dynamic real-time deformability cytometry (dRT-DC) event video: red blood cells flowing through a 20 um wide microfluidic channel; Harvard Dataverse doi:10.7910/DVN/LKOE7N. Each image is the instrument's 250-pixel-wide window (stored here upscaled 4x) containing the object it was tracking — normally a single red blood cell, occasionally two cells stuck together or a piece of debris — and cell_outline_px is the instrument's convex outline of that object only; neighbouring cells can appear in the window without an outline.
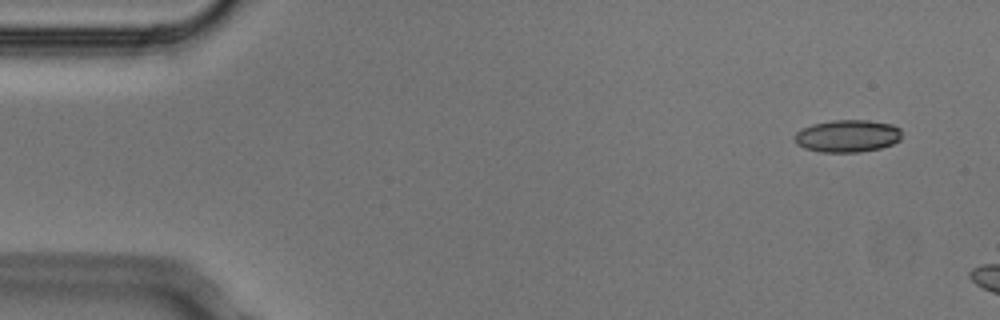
{"species": "Egyptian fruit bat (a non-hibernating species)", "species_latin": "Rousettus aegyptiacus", "temperature_condition": "cold", "stored_images_in_passage": 3, "camera_frame_rate_fps": 3000, "um_per_image_px": 0.085, "animal": {"sex": "male"}, "frame": {"image": 1, "passage_image": 1, "time_ms": 0.0, "image_size_px": [1000, 320], "cell_outline_px": [[900, 140], [892, 144], [880, 148], [860, 152], [820, 152], [804, 148], [796, 144], [796, 132], [812, 124], [832, 120], [868, 120], [892, 124], [900, 128]], "centroid_in_image_um": [72.04, 11.56], "position_along_channel_um": 13.0, "area_um2": 20.17}}